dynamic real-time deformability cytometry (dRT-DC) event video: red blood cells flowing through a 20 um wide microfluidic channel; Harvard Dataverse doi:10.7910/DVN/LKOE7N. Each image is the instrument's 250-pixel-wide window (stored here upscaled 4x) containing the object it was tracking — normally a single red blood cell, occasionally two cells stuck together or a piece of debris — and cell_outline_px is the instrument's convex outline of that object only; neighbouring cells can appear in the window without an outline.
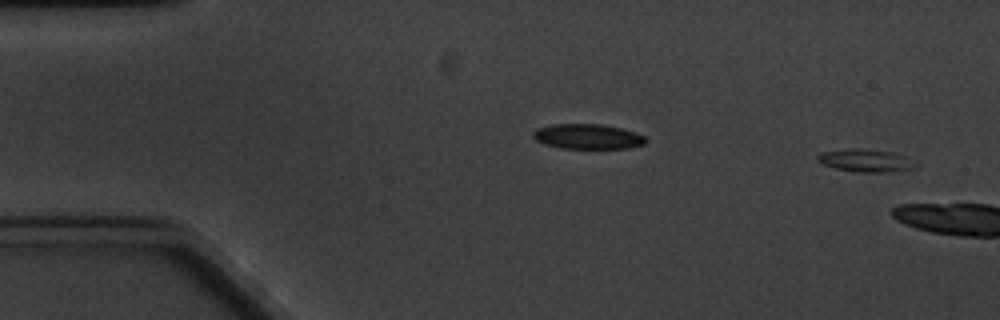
{"species": "common noctule bat (a hibernating species)", "species_latin": "Nyctalus noctula", "temperature_condition": "cold", "stored_images_in_passage": 3, "segment_of_instrument_passage": [2, 2], "camera_frame_rate_fps": 3000, "um_per_image_px": 0.085, "animal": {"sex": "male", "body_mass_g": 20.1, "forearm_length_mm": 53.5}, "frame": {"image": 1, "passage_image": 3, "time_ms": 2.333, "image_size_px": [1000, 320], "cell_outline_px": [[920, 164], [916, 168], [888, 172], [856, 172], [836, 168], [824, 164], [816, 160], [816, 156], [820, 152], [852, 148], [856, 148], [896, 152]], "centroid_in_image_um": [73.62, 13.64], "position_along_channel_um": 11.4, "area_um2": 13.12}}